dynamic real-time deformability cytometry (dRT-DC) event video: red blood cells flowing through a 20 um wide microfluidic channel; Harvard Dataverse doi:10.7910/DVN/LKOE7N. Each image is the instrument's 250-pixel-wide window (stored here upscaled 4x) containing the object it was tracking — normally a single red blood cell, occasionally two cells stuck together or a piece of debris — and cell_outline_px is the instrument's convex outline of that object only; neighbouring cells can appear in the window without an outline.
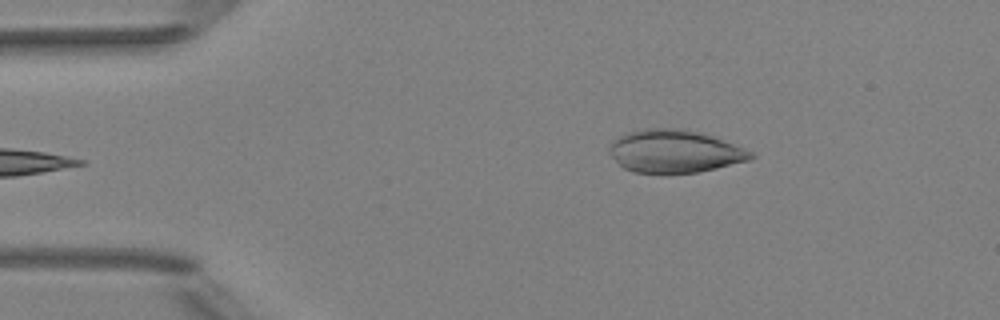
{"species": "Egyptian fruit bat (a non-hibernating species)", "species_latin": "Rousettus aegyptiacus", "temperature_condition": "room temperature", "stored_images_in_passage": 5, "camera_frame_rate_fps": 3000, "um_per_image_px": 0.085, "animal": {"sex": "female"}, "frame": {"image": 1, "passage_image": 5, "time_ms": 4.333, "image_size_px": [1000, 320], "cell_outline_px": [[756, 156], [748, 160], [716, 168], [696, 172], [636, 172], [624, 168], [608, 152], [608, 148], [620, 136], [628, 132], [648, 128], [672, 128], [704, 132], [752, 152]], "centroid_in_image_um": [57.35, 12.84], "position_along_channel_um": 27.6, "area_um2": 34.62}}